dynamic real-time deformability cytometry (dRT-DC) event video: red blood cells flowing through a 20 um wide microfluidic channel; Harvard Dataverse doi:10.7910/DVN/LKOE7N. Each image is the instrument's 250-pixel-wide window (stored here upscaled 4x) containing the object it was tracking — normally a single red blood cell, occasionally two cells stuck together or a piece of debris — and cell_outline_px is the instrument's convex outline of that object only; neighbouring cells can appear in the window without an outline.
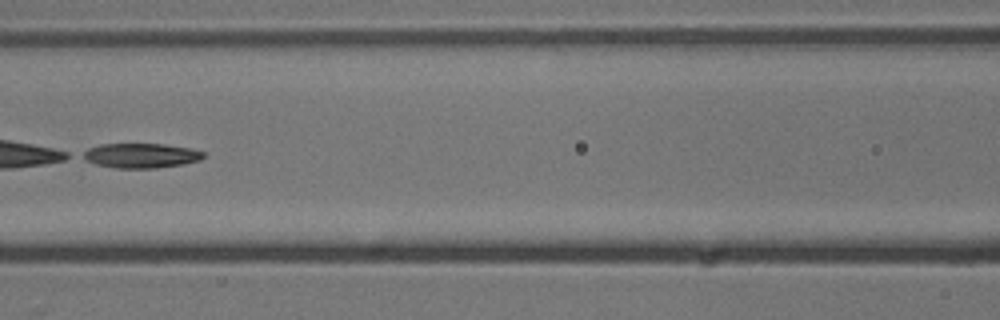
{"species": "common noctule bat (a hibernating species)", "species_latin": "Nyctalus noctula", "temperature_condition": "cold", "stored_images_in_passage": 9, "segment_of_instrument_passage": [2, 2], "camera_frame_rate_fps": 3000, "um_per_image_px": 0.085, "animal": {"sex": "male", "body_mass_g": 13.3}, "frame": {"image": 1, "passage_image": 6, "time_ms": 6.667, "image_size_px": [1000, 320], "cell_outline_px": [[204, 156], [200, 160], [184, 164], [156, 168], [116, 168], [96, 164], [80, 156], [80, 152], [88, 148], [100, 144], [164, 144], [188, 148], [204, 152]], "centroid_in_image_um": [11.94, 13.22], "position_along_channel_um": 154.7, "area_um2": 17.34}}
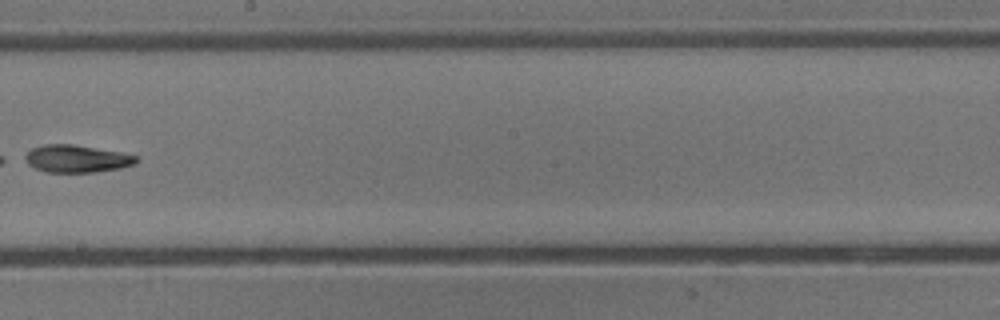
{"frame": {"image": 2, "passage_image": 8, "time_ms": 9.0, "image_size_px": [1000, 320], "cell_outline_px": [[140, 160], [136, 164], [120, 168], [96, 172], [44, 172], [20, 160], [20, 156], [32, 148], [44, 144], [72, 144], [120, 152], [136, 156]], "centroid_in_image_um": [6.45, 13.49], "position_along_channel_um": 241.8, "area_um2": 18.09}}
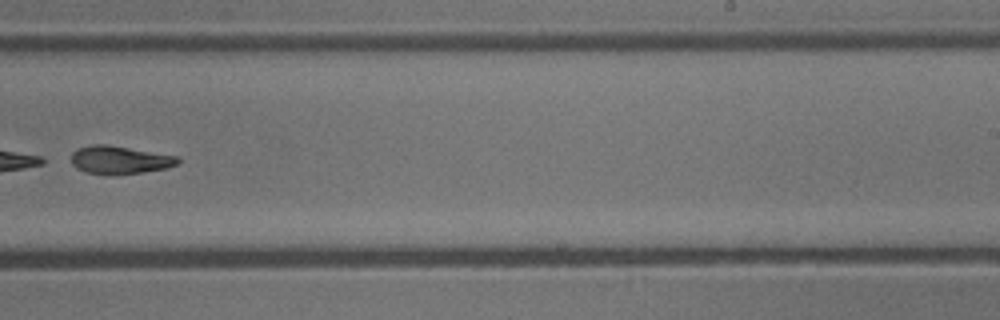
{"frame": {"image": 3, "passage_image": 9, "time_ms": 10.0, "image_size_px": [1000, 320], "cell_outline_px": [[180, 160], [176, 164], [168, 168], [116, 176], [108, 176], [84, 172], [76, 168], [72, 164], [72, 152], [76, 148], [92, 144], [104, 144], [180, 156]], "centroid_in_image_um": [10.15, 13.61], "position_along_channel_um": 278.8, "area_um2": 17.8}}